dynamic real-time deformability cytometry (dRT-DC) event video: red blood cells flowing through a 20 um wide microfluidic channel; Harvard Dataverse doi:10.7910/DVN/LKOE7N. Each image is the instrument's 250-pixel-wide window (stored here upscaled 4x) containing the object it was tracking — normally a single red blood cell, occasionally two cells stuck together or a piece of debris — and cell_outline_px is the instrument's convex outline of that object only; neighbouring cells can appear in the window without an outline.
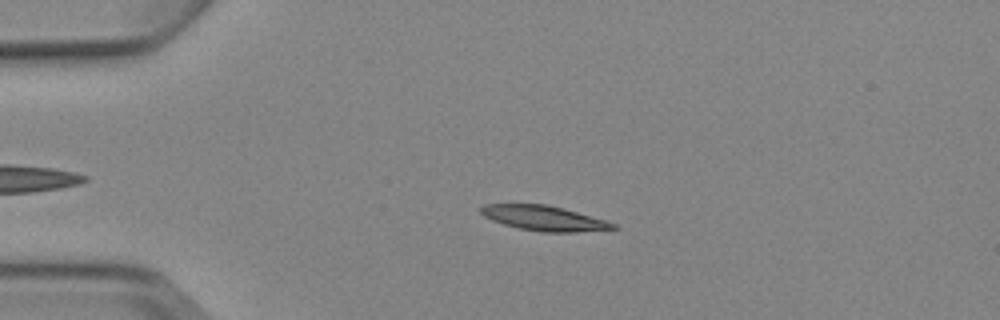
{"species": "Egyptian fruit bat (a non-hibernating species)", "species_latin": "Rousettus aegyptiacus", "temperature_condition": "cold", "stored_images_in_passage": 4, "camera_frame_rate_fps": 3000, "um_per_image_px": 0.085, "animal": {"sex": "female"}, "frame": {"image": 1, "passage_image": 3, "time_ms": 2.333, "image_size_px": [1000, 320], "cell_outline_px": [[620, 228], [576, 232], [540, 232], [520, 228], [504, 224], [492, 220], [484, 216], [480, 212], [480, 208], [484, 204], [548, 204], [564, 208], [604, 220], [616, 224]], "centroid_in_image_um": [46.24, 18.54], "position_along_channel_um": 38.8, "area_um2": 19.13}}